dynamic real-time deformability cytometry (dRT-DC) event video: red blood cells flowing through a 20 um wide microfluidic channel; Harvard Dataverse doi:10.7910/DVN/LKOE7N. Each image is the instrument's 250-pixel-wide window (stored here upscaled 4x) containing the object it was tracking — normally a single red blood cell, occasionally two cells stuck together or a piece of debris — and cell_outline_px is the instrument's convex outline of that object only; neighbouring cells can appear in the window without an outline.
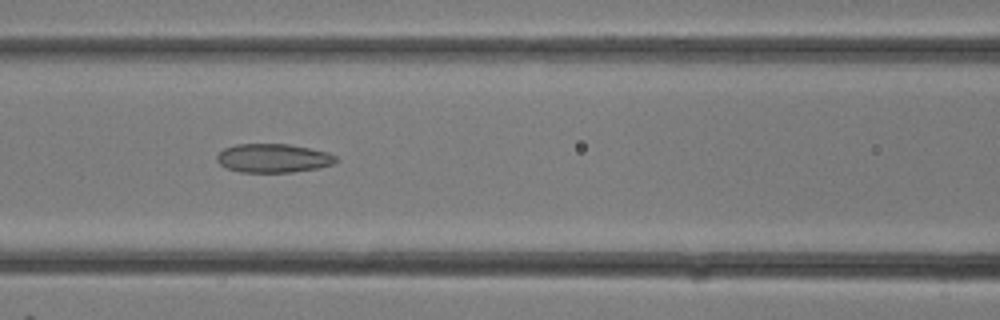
{"species": "common noctule bat (a hibernating species)", "species_latin": "Nyctalus noctula", "temperature_condition": "room temperature", "stored_images_in_passage": 20, "camera_frame_rate_fps": 3000, "um_per_image_px": 0.085, "animal": {"sex": "female"}, "frame": {"image": 1, "passage_image": 12, "time_ms": 3.667, "image_size_px": [1000, 320], "cell_outline_px": [[340, 160], [332, 164], [320, 168], [292, 172], [240, 172], [228, 168], [220, 164], [216, 160], [216, 156], [224, 148], [236, 144], [288, 144], [328, 152], [336, 156]], "centroid_in_image_um": [23.25, 13.44], "position_along_channel_um": 143.4, "area_um2": 20.0}}
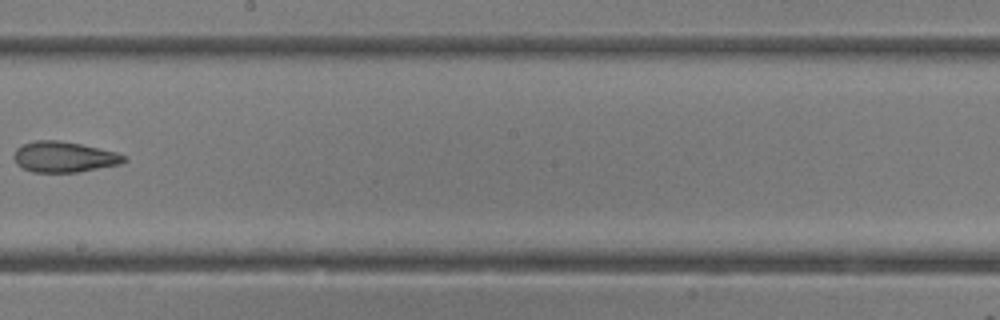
{"frame": {"image": 2, "passage_image": 16, "time_ms": 5.0, "image_size_px": [1000, 320], "cell_outline_px": [[128, 160], [120, 164], [80, 172], [32, 172], [16, 164], [12, 156], [16, 148], [20, 144], [36, 140], [60, 140], [80, 144], [116, 152], [128, 156]], "centroid_in_image_um": [5.43, 13.33], "position_along_channel_um": 242.8, "area_um2": 19.94}}
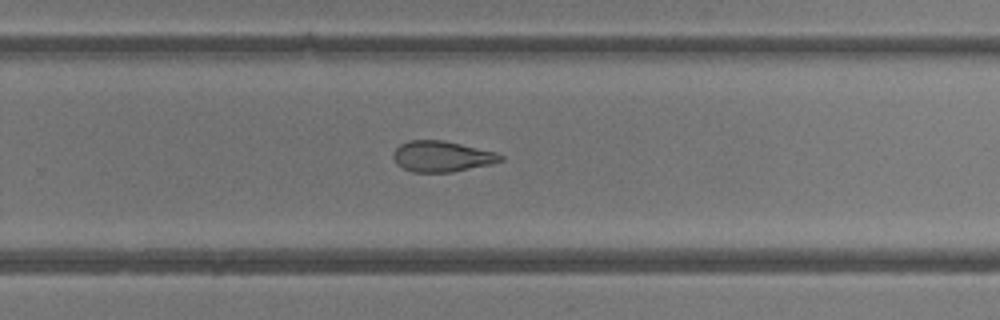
{"frame": {"image": 3, "passage_image": 18, "time_ms": 5.667, "image_size_px": [1000, 320], "cell_outline_px": [[504, 160], [492, 164], [452, 172], [412, 172], [396, 164], [392, 156], [392, 152], [400, 144], [408, 140], [444, 140], [496, 152], [504, 156]], "centroid_in_image_um": [37.55, 13.29], "position_along_channel_um": 292.2, "area_um2": 19.42}}